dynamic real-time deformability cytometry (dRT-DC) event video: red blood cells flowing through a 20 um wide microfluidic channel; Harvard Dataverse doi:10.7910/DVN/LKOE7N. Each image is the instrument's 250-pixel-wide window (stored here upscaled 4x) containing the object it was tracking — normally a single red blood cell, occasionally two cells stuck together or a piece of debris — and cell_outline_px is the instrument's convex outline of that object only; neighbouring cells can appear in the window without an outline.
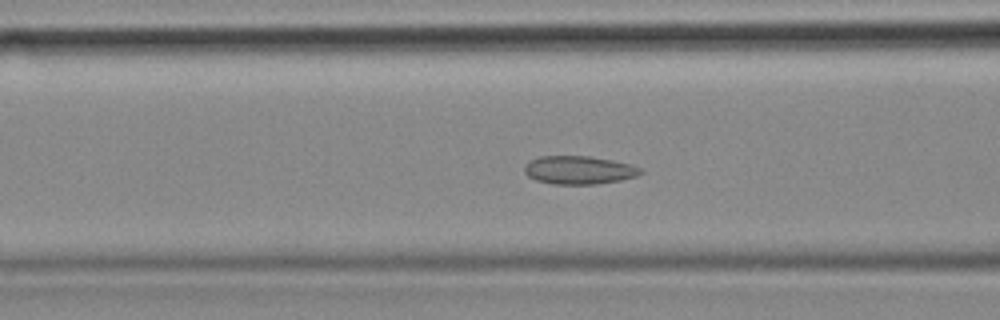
{"species": "common noctule bat (a hibernating species)", "species_latin": "Nyctalus noctula", "temperature_condition": "cold", "stored_images_in_passage": 41, "camera_frame_rate_fps": 3000, "um_per_image_px": 0.085, "animal": {"sex": "female", "body_mass_g": 18.4}, "frame": {"image": 1, "passage_image": 7, "time_ms": 2.0, "image_size_px": [1000, 320], "cell_outline_px": [[644, 172], [636, 176], [620, 180], [596, 184], [552, 184], [536, 180], [528, 176], [524, 172], [524, 164], [540, 156], [588, 156], [612, 160], [632, 164], [640, 168]], "centroid_in_image_um": [49.21, 14.45], "position_along_channel_um": 117.4, "area_um2": 19.13}}
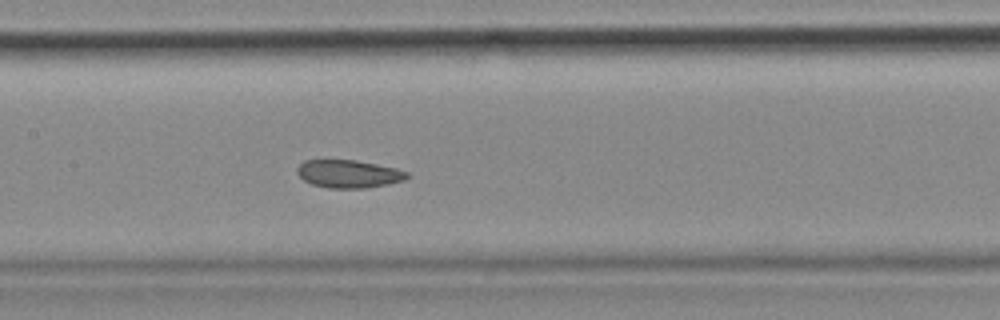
{"frame": {"image": 2, "passage_image": 12, "time_ms": 3.667, "image_size_px": [1000, 320], "cell_outline_px": [[412, 176], [404, 180], [388, 184], [368, 188], [328, 188], [312, 184], [304, 180], [296, 172], [296, 168], [304, 160], [356, 160], [396, 168], [408, 172]], "centroid_in_image_um": [29.66, 14.78], "position_along_channel_um": 177.7, "area_um2": 17.98}, "authors_computed_cell_mechanics": {"area_um2": 18.496, "velocity_mm_per_s": 3.6296, "shape_relaxation_time_tau1_ms": null, "shape_relaxation_time_tau2_ms": 1.3344, "deformation_change_tau1": null, "deformation_change_tau2": 0.0652}}